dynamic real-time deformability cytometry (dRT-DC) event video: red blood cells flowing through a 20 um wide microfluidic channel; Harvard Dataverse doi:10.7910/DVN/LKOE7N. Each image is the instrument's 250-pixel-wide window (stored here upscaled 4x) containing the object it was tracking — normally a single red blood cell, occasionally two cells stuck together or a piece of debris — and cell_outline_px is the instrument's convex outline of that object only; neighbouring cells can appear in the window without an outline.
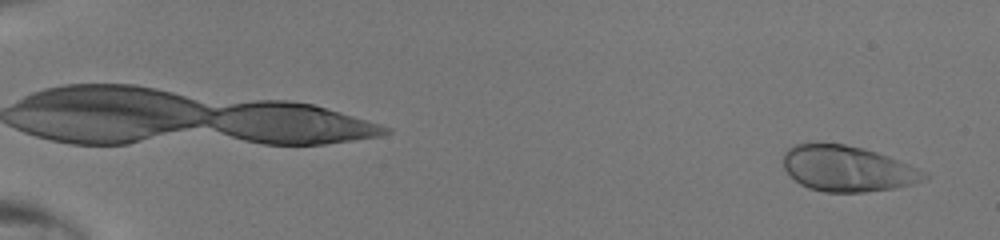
{"species": "human", "species_latin": "Homo sapiens", "temperature_condition": "room temperature", "stored_images_in_passage": 48, "camera_frame_rate_fps": 3000, "um_per_image_px": 0.085, "donor": {"sex": "male"}, "frame": {"image": 1, "passage_image": 2, "time_ms": 0.333, "image_size_px": [1000, 240], "cell_outline_px": [[920, 176], [916, 180], [908, 184], [892, 188], [864, 192], [824, 192], [808, 188], [800, 184], [784, 168], [784, 152], [788, 148], [796, 144], [844, 144], [876, 152], [888, 156], [912, 168]], "centroid_in_image_um": [71.83, 14.33], "position_along_channel_um": 13.2, "area_um2": 35.84}}
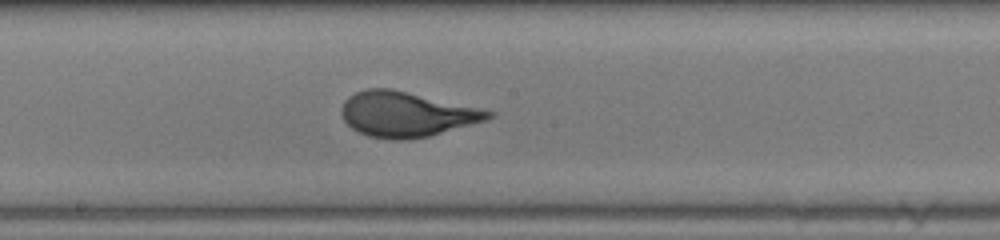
{"frame": {"image": 2, "passage_image": 28, "time_ms": 9.0, "image_size_px": [1000, 240], "cell_outline_px": [[496, 112], [488, 120], [428, 136], [404, 140], [388, 140], [368, 136], [352, 128], [344, 120], [340, 112], [340, 108], [344, 100], [348, 96], [356, 92], [368, 88], [388, 88]], "centroid_in_image_um": [34.49, 9.72], "position_along_channel_um": 213.7, "area_um2": 38.21}}
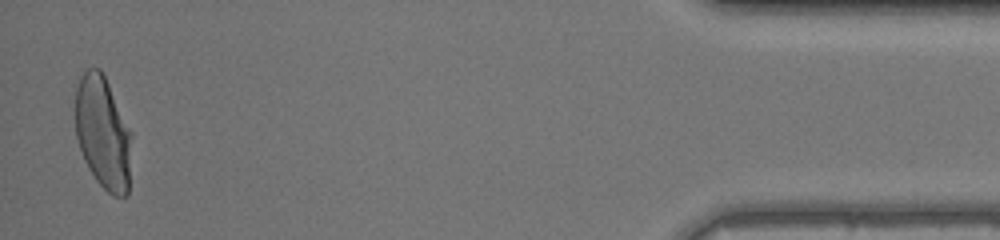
{"frame": {"image": 3, "passage_image": 47, "time_ms": 15.333, "image_size_px": [1000, 240], "cell_outline_px": [[132, 136], [128, 196], [112, 196], [96, 180], [88, 168], [84, 160], [76, 136], [76, 88], [80, 76], [88, 68], [100, 68], [132, 132]], "centroid_in_image_um": [8.76, 11.31], "position_along_channel_um": 426.4, "area_um2": 36.99}}